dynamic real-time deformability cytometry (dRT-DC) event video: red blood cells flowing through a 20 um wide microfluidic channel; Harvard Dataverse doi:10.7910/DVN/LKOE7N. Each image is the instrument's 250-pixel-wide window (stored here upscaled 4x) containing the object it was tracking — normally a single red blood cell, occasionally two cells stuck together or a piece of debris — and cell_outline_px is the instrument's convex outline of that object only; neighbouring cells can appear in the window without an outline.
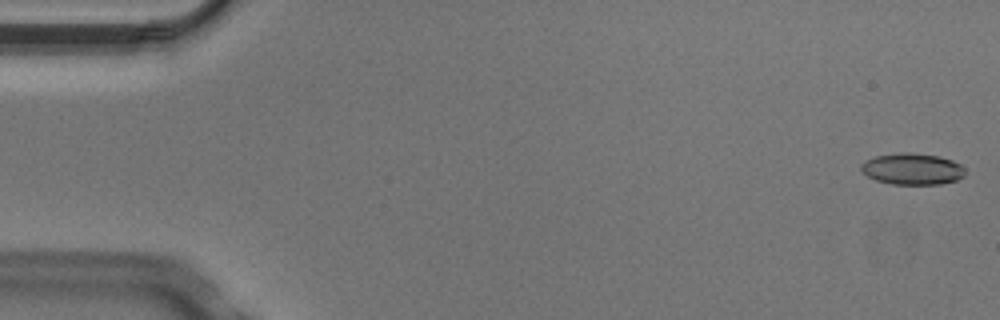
{"species": "Egyptian fruit bat (a non-hibernating species)", "species_latin": "Rousettus aegyptiacus", "temperature_condition": "cold", "stored_images_in_passage": 4, "camera_frame_rate_fps": 3000, "um_per_image_px": 0.085, "animal": {"sex": "male"}, "frame": {"image": 1, "passage_image": 1, "time_ms": 0.0, "image_size_px": [1000, 320], "cell_outline_px": [[964, 176], [956, 180], [940, 184], [892, 184], [876, 180], [868, 176], [860, 168], [860, 164], [864, 160], [876, 156], [900, 152], [912, 152], [940, 156], [952, 160], [960, 164], [964, 168]], "centroid_in_image_um": [77.54, 14.35], "position_along_channel_um": 7.5, "area_um2": 19.13}}